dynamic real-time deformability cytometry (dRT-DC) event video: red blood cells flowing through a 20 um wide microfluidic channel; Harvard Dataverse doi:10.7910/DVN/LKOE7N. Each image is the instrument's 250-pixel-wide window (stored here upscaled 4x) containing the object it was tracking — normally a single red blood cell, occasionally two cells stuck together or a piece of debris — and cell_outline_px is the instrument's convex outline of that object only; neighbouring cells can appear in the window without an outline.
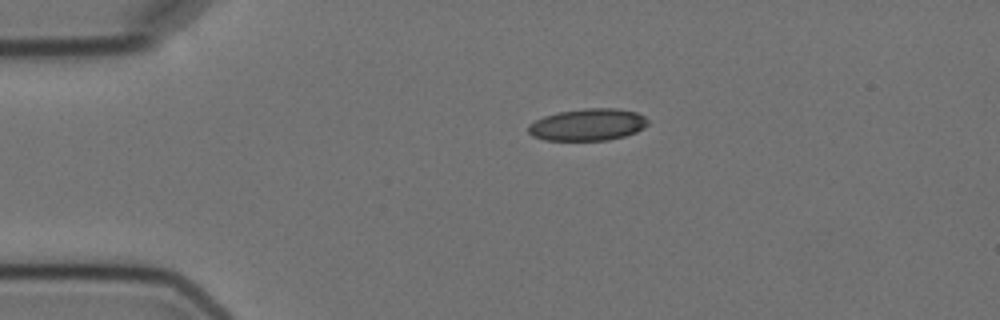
{"species": "Egyptian fruit bat (a non-hibernating species)", "species_latin": "Rousettus aegyptiacus", "temperature_condition": "cold", "stored_images_in_passage": 2, "camera_frame_rate_fps": 3000, "um_per_image_px": 0.085, "animal": {"sex": "female"}, "frame": {"image": 1, "passage_image": 1, "time_ms": 0.0, "image_size_px": [1000, 320], "cell_outline_px": [[648, 124], [644, 128], [636, 132], [624, 136], [608, 140], [544, 140], [532, 136], [528, 132], [528, 124], [544, 116], [556, 112], [584, 108], [616, 108], [636, 112], [644, 116], [648, 120]], "centroid_in_image_um": [49.95, 10.59], "position_along_channel_um": 35.1, "area_um2": 22.43}}